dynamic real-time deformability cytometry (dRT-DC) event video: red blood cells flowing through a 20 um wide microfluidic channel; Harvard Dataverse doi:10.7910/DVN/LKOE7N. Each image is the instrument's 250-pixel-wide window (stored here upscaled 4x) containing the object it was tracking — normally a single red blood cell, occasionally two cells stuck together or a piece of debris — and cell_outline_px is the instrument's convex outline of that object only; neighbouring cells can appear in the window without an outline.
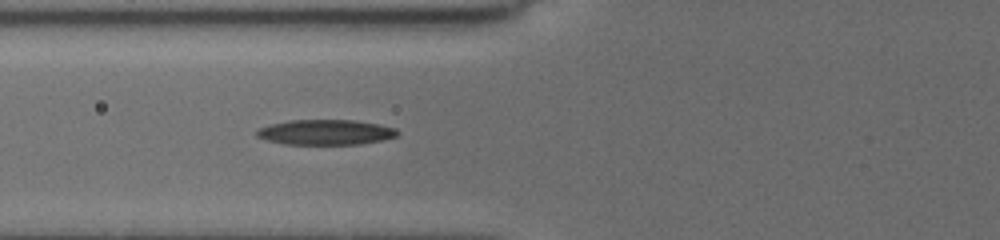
{"species": "common noctule bat (a hibernating species)", "species_latin": "Nyctalus noctula", "temperature_condition": "cold", "stored_images_in_passage": 33, "camera_frame_rate_fps": 3000, "um_per_image_px": 0.085, "animal": {"sex": "female", "body_mass_g": 19.5, "forearm_length_mm": 54.1}, "frame": {"image": 1, "passage_image": 6, "time_ms": 1.667, "image_size_px": [1000, 240], "cell_outline_px": [[400, 132], [396, 136], [384, 140], [360, 144], [284, 144], [268, 140], [256, 136], [256, 132], [260, 128], [272, 124], [288, 120], [356, 120], [380, 124], [396, 128]], "centroid_in_image_um": [27.73, 11.23], "position_along_channel_um": 98.1, "area_um2": 20.69}}
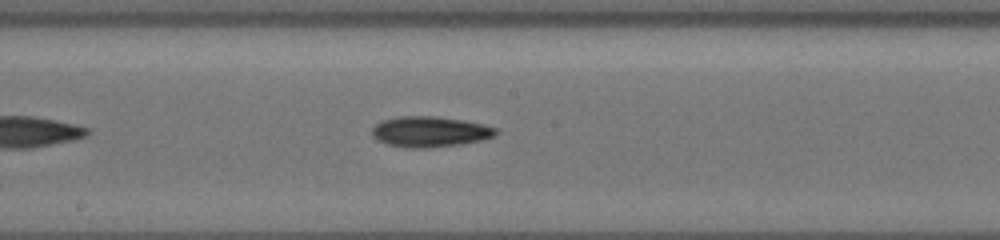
{"frame": {"image": 2, "passage_image": 15, "time_ms": 4.667, "image_size_px": [1000, 240], "cell_outline_px": [[500, 132], [496, 136], [484, 140], [460, 144], [428, 148], [404, 148], [388, 144], [372, 136], [372, 128], [380, 120], [396, 116], [436, 116], [464, 120], [484, 124], [496, 128]], "centroid_in_image_um": [36.57, 11.19], "position_along_channel_um": 211.6, "area_um2": 22.43}}
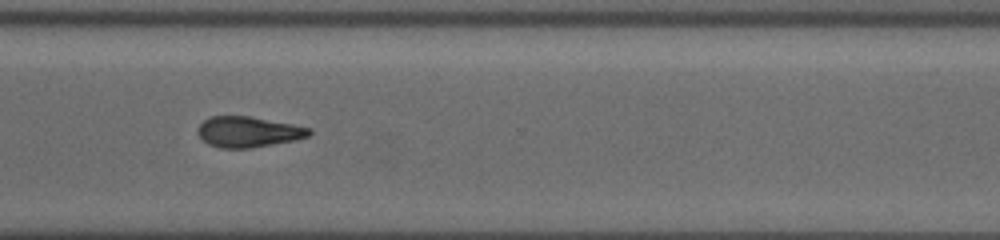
{"frame": {"image": 3, "passage_image": 26, "time_ms": 8.333, "image_size_px": [1000, 240], "cell_outline_px": [[312, 132], [308, 136], [296, 140], [252, 148], [220, 148], [208, 144], [196, 132], [200, 124], [204, 120], [212, 116], [248, 116], [292, 124], [312, 128]], "centroid_in_image_um": [21.11, 11.21], "position_along_channel_um": 349.5, "area_um2": 19.88}, "authors_computed_cell_mechanics": {"area_um2": 20.4612, "velocity_mm_per_s": 3.7717, "shape_relaxation_time_tau1_ms": 3.6045, "shape_relaxation_time_tau2_ms": 6.5437, "deformation_change_tau1": 0.1483, "deformation_change_tau2": 0.1767}}